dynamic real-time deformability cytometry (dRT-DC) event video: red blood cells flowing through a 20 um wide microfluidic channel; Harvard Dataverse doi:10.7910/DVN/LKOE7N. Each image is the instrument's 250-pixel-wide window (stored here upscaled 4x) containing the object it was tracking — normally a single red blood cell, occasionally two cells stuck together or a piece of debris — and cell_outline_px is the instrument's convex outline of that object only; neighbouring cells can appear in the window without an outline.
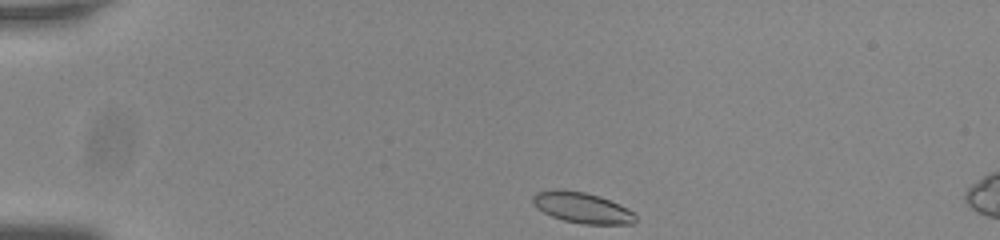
{"species": "common noctule bat (a hibernating species)", "species_latin": "Nyctalus noctula", "temperature_condition": "room temperature", "stored_images_in_passage": 6, "camera_frame_rate_fps": 3000, "um_per_image_px": 0.085, "animal": {"sex": "male", "body_mass_g": 20.0, "forearm_length_mm": 53.3}, "frame": {"image": 1, "passage_image": 1, "time_ms": 0.0, "image_size_px": [1000, 240], "cell_outline_px": [[636, 220], [632, 224], [584, 224], [564, 220], [552, 216], [536, 208], [532, 204], [532, 196], [536, 192], [556, 188], [564, 188], [584, 192], [600, 196], [620, 204], [628, 208], [636, 216]], "centroid_in_image_um": [49.45, 17.63], "position_along_channel_um": 35.5, "area_um2": 18.67}}